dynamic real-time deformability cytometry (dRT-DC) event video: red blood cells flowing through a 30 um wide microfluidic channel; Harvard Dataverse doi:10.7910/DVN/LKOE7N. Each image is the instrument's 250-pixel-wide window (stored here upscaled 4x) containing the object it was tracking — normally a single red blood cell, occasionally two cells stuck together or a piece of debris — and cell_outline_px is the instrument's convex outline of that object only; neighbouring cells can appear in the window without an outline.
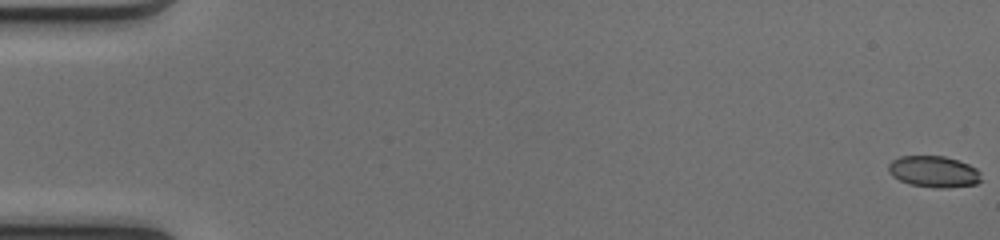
{"species": "common noctule bat (a hibernating species)", "species_latin": "Nyctalus noctula", "temperature_condition": "cold", "stored_images_in_passage": 52, "camera_frame_rate_fps": 3000, "um_per_image_px": 0.085, "animal": {"sex": "female", "body_mass_g": 17.0, "forearm_length_mm": 48.0}, "frame": {"image": 1, "passage_image": 1, "time_ms": 0.0, "image_size_px": [1000, 240], "cell_outline_px": [[980, 180], [976, 184], [948, 188], [936, 188], [908, 184], [892, 176], [888, 172], [888, 164], [892, 160], [900, 156], [944, 156], [968, 164], [976, 168], [980, 172]], "centroid_in_image_um": [79.34, 14.59], "position_along_channel_um": 5.7, "area_um2": 16.99}}
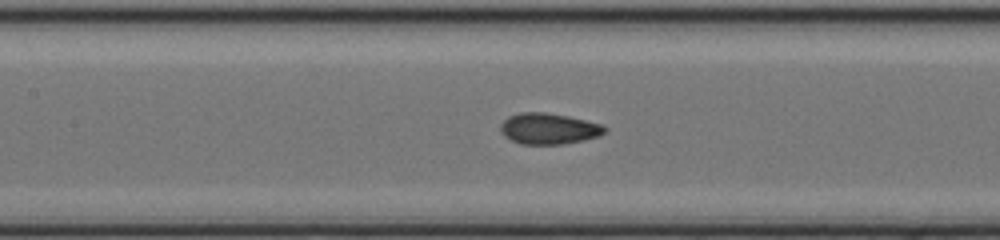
{"frame": {"image": 2, "passage_image": 25, "time_ms": 8.0, "image_size_px": [1000, 240], "cell_outline_px": [[608, 128], [600, 136], [584, 140], [564, 144], [520, 144], [504, 136], [500, 132], [500, 124], [508, 116], [520, 112], [544, 112], [568, 116], [600, 124]], "centroid_in_image_um": [46.62, 10.94], "position_along_channel_um": 160.8, "area_um2": 18.9}}
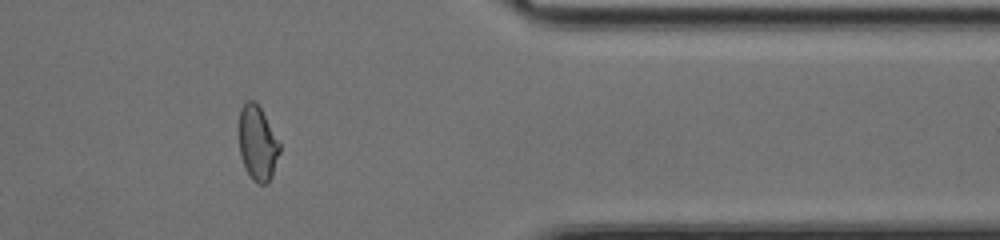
{"frame": {"image": 3, "passage_image": 43, "time_ms": 14.0, "image_size_px": [1000, 240], "cell_outline_px": [[280, 152], [272, 176], [268, 184], [260, 184], [252, 180], [240, 156], [240, 108], [248, 100], [252, 100], [260, 108], [280, 144]], "centroid_in_image_um": [21.9, 12.21], "position_along_channel_um": 389.5, "area_um2": 17.28}, "authors_computed_cell_mechanics": {"area_um2": 18.2648, "velocity_mm_per_s": 4.1344, "shape_relaxation_time_tau1_ms": 5.4983, "shape_relaxation_time_tau2_ms": 0.8939, "deformation_change_tau1": 0.1588, "deformation_change_tau2": 0.0584}}